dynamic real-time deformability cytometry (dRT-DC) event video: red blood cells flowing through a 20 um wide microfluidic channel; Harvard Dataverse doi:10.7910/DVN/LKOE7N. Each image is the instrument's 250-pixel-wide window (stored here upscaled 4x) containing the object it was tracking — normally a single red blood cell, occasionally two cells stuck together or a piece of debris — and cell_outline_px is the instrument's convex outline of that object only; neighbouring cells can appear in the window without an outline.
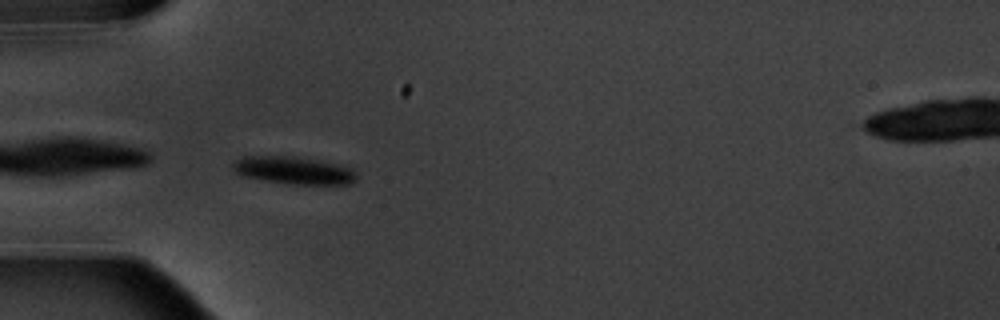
{"species": "common noctule bat (a hibernating species)", "species_latin": "Nyctalus noctula", "temperature_condition": "warm", "stored_images_in_passage": 6, "camera_frame_rate_fps": 3000, "um_per_image_px": 0.085, "animal": {"sex": "male", "body_mass_g": 20.1, "forearm_length_mm": 53.5}, "frame": {"image": 1, "passage_image": 5, "time_ms": 4.667, "image_size_px": [1000, 320], "cell_outline_px": [[356, 180], [348, 184], [288, 184], [240, 176], [228, 164], [232, 160], [244, 156], [296, 156], [320, 160], [352, 168], [356, 172]], "centroid_in_image_um": [24.89, 14.47], "position_along_channel_um": 60.1, "area_um2": 20.23}}